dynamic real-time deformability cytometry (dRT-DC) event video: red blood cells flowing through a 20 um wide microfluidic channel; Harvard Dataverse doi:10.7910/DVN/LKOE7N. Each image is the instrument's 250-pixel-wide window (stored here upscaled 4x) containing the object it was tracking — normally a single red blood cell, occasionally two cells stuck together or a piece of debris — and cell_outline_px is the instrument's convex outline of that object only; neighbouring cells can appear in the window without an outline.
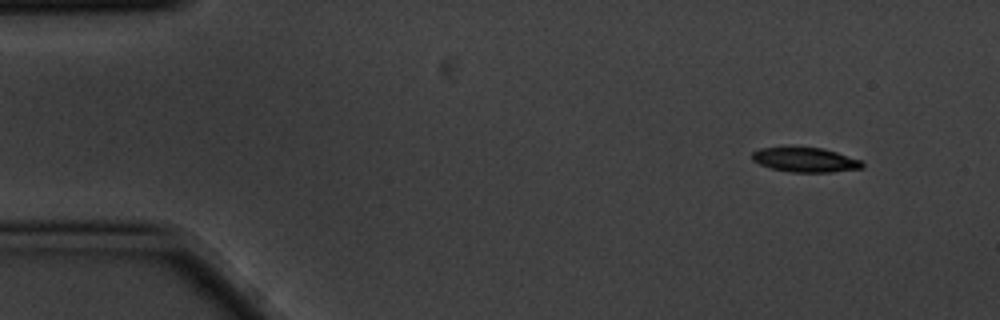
{"species": "common noctule bat (a hibernating species)", "species_latin": "Nyctalus noctula", "temperature_condition": "cold", "stored_images_in_passage": 3, "camera_frame_rate_fps": 3000, "um_per_image_px": 0.085, "animal": {"sex": "male", "body_mass_g": 20.1, "forearm_length_mm": 53.5}, "frame": {"image": 1, "passage_image": 1, "time_ms": 0.0, "image_size_px": [1000, 320], "cell_outline_px": [[864, 168], [828, 172], [792, 172], [772, 168], [760, 164], [752, 160], [752, 152], [760, 148], [788, 144], [824, 148], [864, 160]], "centroid_in_image_um": [68.45, 13.53], "position_along_channel_um": 16.6, "area_um2": 16.59}}
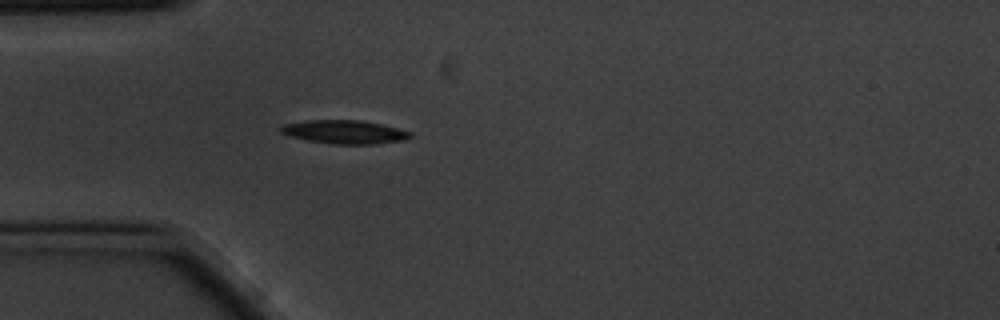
{"frame": {"image": 2, "passage_image": 3, "time_ms": 0.667, "image_size_px": [1000, 320], "cell_outline_px": [[412, 136], [404, 140], [372, 144], [336, 144], [308, 140], [292, 136], [280, 132], [276, 128], [284, 124], [308, 120], [360, 120], [380, 124], [412, 132]], "centroid_in_image_um": [29.26, 11.21], "position_along_channel_um": 55.7, "area_um2": 17.57}}